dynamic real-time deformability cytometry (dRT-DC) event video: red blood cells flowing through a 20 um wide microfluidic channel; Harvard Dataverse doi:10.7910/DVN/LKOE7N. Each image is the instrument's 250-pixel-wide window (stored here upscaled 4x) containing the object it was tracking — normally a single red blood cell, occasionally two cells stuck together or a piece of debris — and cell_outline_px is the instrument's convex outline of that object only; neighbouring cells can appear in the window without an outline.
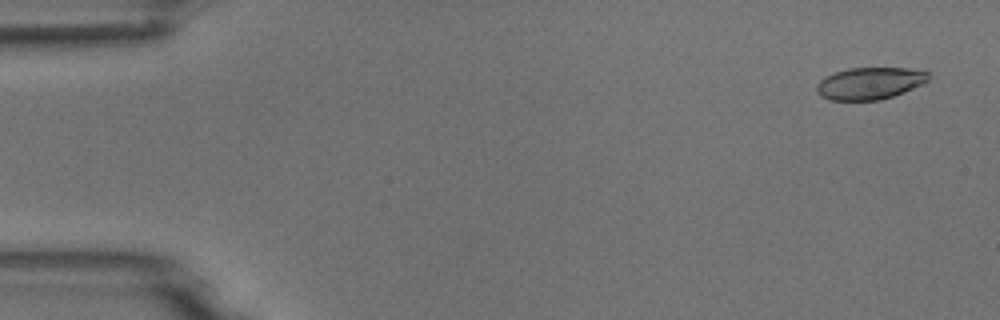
{"species": "common noctule bat (a hibernating species)", "species_latin": "Nyctalus noctula", "temperature_condition": "room temperature", "stored_images_in_passage": 5, "camera_frame_rate_fps": 3000, "um_per_image_px": 0.085, "animal": {"sex": "male", "body_mass_g": 18.8}, "frame": {"image": 1, "passage_image": 1, "time_ms": 0.0, "image_size_px": [1000, 320], "cell_outline_px": [[928, 80], [904, 92], [880, 100], [832, 100], [820, 96], [816, 92], [816, 84], [824, 76], [848, 68], [908, 68], [928, 72]], "centroid_in_image_um": [73.87, 7.08], "position_along_channel_um": 11.1, "area_um2": 20.75}}
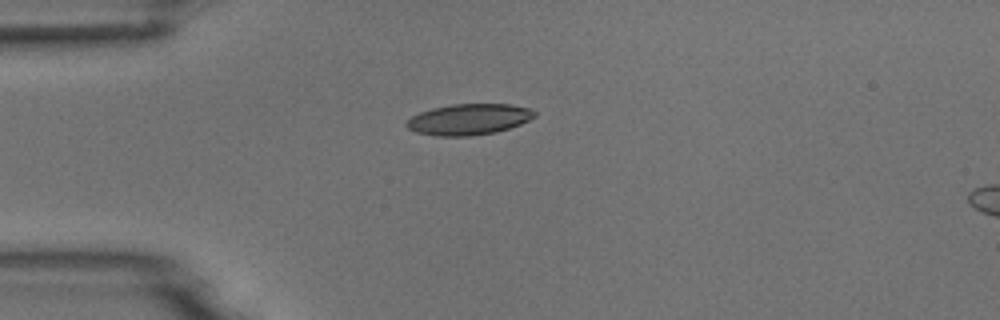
{"frame": {"image": 2, "passage_image": 4, "time_ms": 3.667, "image_size_px": [1000, 320], "cell_outline_px": [[536, 116], [520, 124], [496, 132], [468, 136], [436, 136], [416, 132], [408, 128], [404, 124], [412, 116], [420, 112], [432, 108], [452, 104], [512, 104], [528, 108], [536, 112]], "centroid_in_image_um": [39.84, 10.14], "position_along_channel_um": 45.2, "area_um2": 23.06}}